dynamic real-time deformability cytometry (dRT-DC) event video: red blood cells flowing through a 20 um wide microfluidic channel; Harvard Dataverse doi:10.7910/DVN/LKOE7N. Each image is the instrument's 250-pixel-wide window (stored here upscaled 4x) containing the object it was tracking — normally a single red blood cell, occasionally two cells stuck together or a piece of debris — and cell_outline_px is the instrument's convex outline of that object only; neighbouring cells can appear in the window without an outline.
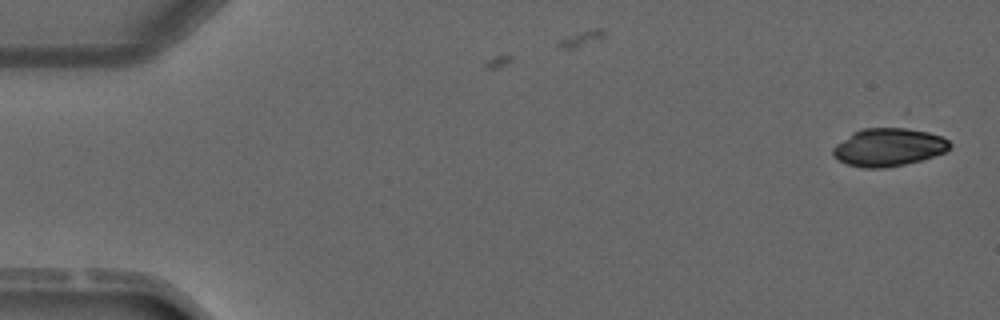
{"species": "common noctule bat (a hibernating species)", "species_latin": "Nyctalus noctula", "temperature_condition": "warm", "stored_images_in_passage": 5, "camera_frame_rate_fps": 3000, "um_per_image_px": 0.085, "animal": {"sex": "male", "forearm_length_mm": 52.5}, "frame": {"image": 1, "passage_image": 1, "time_ms": 0.0, "image_size_px": [1000, 320], "cell_outline_px": [[952, 144], [948, 152], [920, 160], [904, 164], [884, 168], [864, 168], [848, 164], [832, 156], [832, 148], [836, 144], [852, 132], [864, 128], [896, 124], [900, 124], [928, 132], [940, 136], [948, 140]], "centroid_in_image_um": [75.55, 12.45], "position_along_channel_um": 9.5, "area_um2": 26.76}}
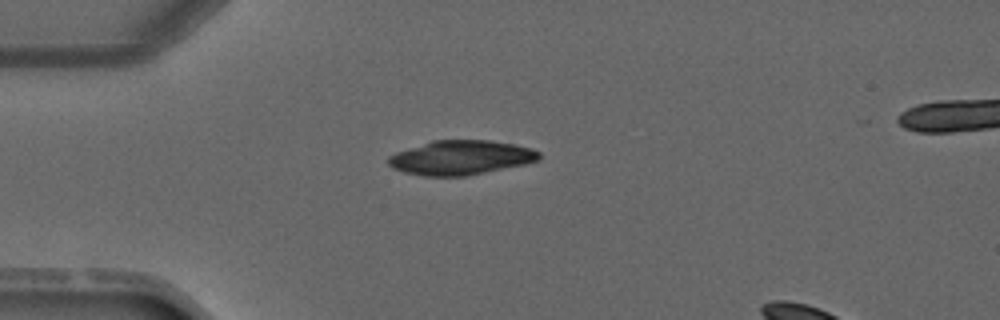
{"frame": {"image": 2, "passage_image": 4, "time_ms": 3.333, "image_size_px": [1000, 320], "cell_outline_px": [[540, 160], [524, 164], [464, 176], [424, 176], [404, 172], [392, 168], [388, 164], [388, 156], [396, 152], [432, 140], [488, 140], [512, 144], [532, 148], [540, 152]], "centroid_in_image_um": [39.15, 13.39], "position_along_channel_um": 45.9, "area_um2": 30.06}}